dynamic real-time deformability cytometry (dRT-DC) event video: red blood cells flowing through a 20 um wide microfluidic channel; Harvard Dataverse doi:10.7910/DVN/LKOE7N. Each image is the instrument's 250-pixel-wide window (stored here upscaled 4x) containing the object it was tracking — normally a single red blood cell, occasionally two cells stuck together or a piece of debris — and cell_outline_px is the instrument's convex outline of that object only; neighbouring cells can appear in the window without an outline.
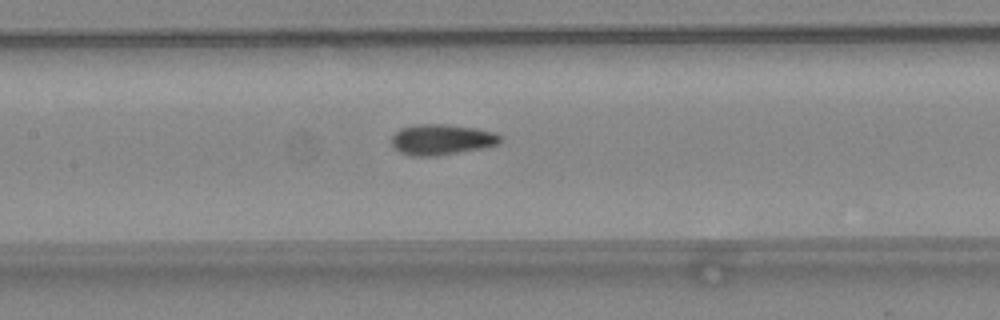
{"species": "common noctule bat (a hibernating species)", "species_latin": "Nyctalus noctula", "temperature_condition": "warm", "stored_images_in_passage": 33, "camera_frame_rate_fps": 3000, "um_per_image_px": 0.085, "animal": {"sex": "female", "body_mass_g": 24.6, "forearm_length_mm": 56.2}, "frame": {"image": 1, "passage_image": 9, "time_ms": 2.667, "image_size_px": [1000, 320], "cell_outline_px": [[500, 140], [496, 144], [484, 148], [436, 156], [412, 156], [400, 152], [392, 148], [392, 136], [400, 128], [416, 124], [444, 124], [476, 128], [496, 132], [500, 136]], "centroid_in_image_um": [37.51, 11.86], "position_along_channel_um": 169.9, "area_um2": 19.48}}
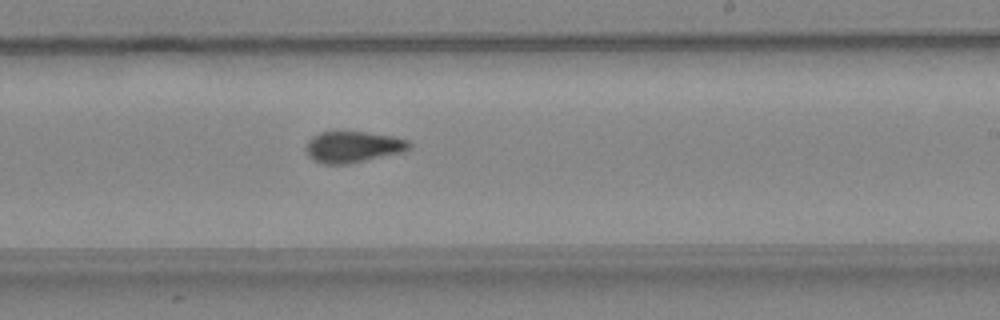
{"frame": {"image": 2, "passage_image": 15, "time_ms": 4.667, "image_size_px": [1000, 320], "cell_outline_px": [[412, 144], [404, 152], [348, 164], [324, 164], [312, 160], [308, 156], [308, 140], [312, 136], [320, 132], [364, 132], [392, 136], [408, 140]], "centroid_in_image_um": [30.02, 12.49], "position_along_channel_um": 259.0, "area_um2": 18.67}}
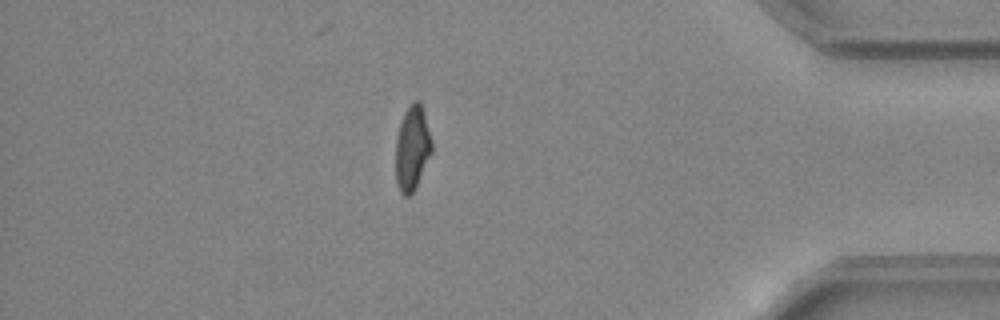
{"frame": {"image": 3, "passage_image": 27, "time_ms": 8.667, "image_size_px": [1000, 320], "cell_outline_px": [[432, 152], [416, 188], [408, 196], [404, 196], [400, 192], [396, 184], [396, 136], [404, 112], [412, 100], [420, 100], [432, 140]], "centroid_in_image_um": [35.04, 12.59], "position_along_channel_um": 400.2, "area_um2": 17.98}, "authors_computed_cell_mechanics": {"area_um2": 18.5538, "velocity_mm_per_s": 4.4698, "shape_relaxation_time_tau1_ms": 5.182, "shape_relaxation_time_tau2_ms": 1.6649, "deformation_change_tau1": 0.1691, "deformation_change_tau2": 0.0808}}